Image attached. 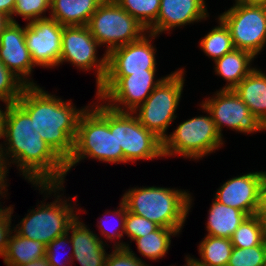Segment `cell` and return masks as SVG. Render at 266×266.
I'll use <instances>...</instances> for the list:
<instances>
[{"label": "cell", "instance_id": "6da1fadb", "mask_svg": "<svg viewBox=\"0 0 266 266\" xmlns=\"http://www.w3.org/2000/svg\"><path fill=\"white\" fill-rule=\"evenodd\" d=\"M1 138L6 142L0 144V163L6 176L14 163L33 185L64 184L66 163L34 131L31 117L17 102L8 105Z\"/></svg>", "mask_w": 266, "mask_h": 266}, {"label": "cell", "instance_id": "7a4b0ae2", "mask_svg": "<svg viewBox=\"0 0 266 266\" xmlns=\"http://www.w3.org/2000/svg\"><path fill=\"white\" fill-rule=\"evenodd\" d=\"M17 103L31 117L34 131L66 163L74 150L79 117L88 106L77 109L71 100L49 94L39 85L26 86Z\"/></svg>", "mask_w": 266, "mask_h": 266}, {"label": "cell", "instance_id": "3957f363", "mask_svg": "<svg viewBox=\"0 0 266 266\" xmlns=\"http://www.w3.org/2000/svg\"><path fill=\"white\" fill-rule=\"evenodd\" d=\"M98 101L89 104L79 117L74 150L66 162L67 172L85 158L123 163V151L118 150L116 140V111Z\"/></svg>", "mask_w": 266, "mask_h": 266}, {"label": "cell", "instance_id": "277c9868", "mask_svg": "<svg viewBox=\"0 0 266 266\" xmlns=\"http://www.w3.org/2000/svg\"><path fill=\"white\" fill-rule=\"evenodd\" d=\"M121 200L129 212L181 232L193 199L186 190L151 186L128 189Z\"/></svg>", "mask_w": 266, "mask_h": 266}, {"label": "cell", "instance_id": "5b68a950", "mask_svg": "<svg viewBox=\"0 0 266 266\" xmlns=\"http://www.w3.org/2000/svg\"><path fill=\"white\" fill-rule=\"evenodd\" d=\"M64 184H34L41 194L55 196V200L50 203L38 204L39 207L29 211L19 224L13 227L18 235L37 240L47 246L57 237L64 235L68 232L69 226L78 217L76 214L77 210L74 211L75 206L72 202L69 203L70 199L61 198L64 194H60L59 191H63ZM60 194V195H59ZM64 200V201H63ZM68 201V202H66ZM73 206V207H72ZM37 209V210H36Z\"/></svg>", "mask_w": 266, "mask_h": 266}, {"label": "cell", "instance_id": "8992f818", "mask_svg": "<svg viewBox=\"0 0 266 266\" xmlns=\"http://www.w3.org/2000/svg\"><path fill=\"white\" fill-rule=\"evenodd\" d=\"M185 120L163 140V156H182L199 160L215 152L223 145V137L218 132L210 113Z\"/></svg>", "mask_w": 266, "mask_h": 266}, {"label": "cell", "instance_id": "52a82bcc", "mask_svg": "<svg viewBox=\"0 0 266 266\" xmlns=\"http://www.w3.org/2000/svg\"><path fill=\"white\" fill-rule=\"evenodd\" d=\"M184 68L166 75L147 99L133 111L139 122L162 141L169 125L176 119V110L184 86ZM139 112V113H138Z\"/></svg>", "mask_w": 266, "mask_h": 266}, {"label": "cell", "instance_id": "ba28073f", "mask_svg": "<svg viewBox=\"0 0 266 266\" xmlns=\"http://www.w3.org/2000/svg\"><path fill=\"white\" fill-rule=\"evenodd\" d=\"M106 53L112 49L139 40L147 29L126 12L115 0H104L86 25Z\"/></svg>", "mask_w": 266, "mask_h": 266}, {"label": "cell", "instance_id": "9c48e42d", "mask_svg": "<svg viewBox=\"0 0 266 266\" xmlns=\"http://www.w3.org/2000/svg\"><path fill=\"white\" fill-rule=\"evenodd\" d=\"M155 75L156 70H145L129 76H105L95 97L112 110L133 112L165 78L155 80Z\"/></svg>", "mask_w": 266, "mask_h": 266}, {"label": "cell", "instance_id": "30bf717a", "mask_svg": "<svg viewBox=\"0 0 266 266\" xmlns=\"http://www.w3.org/2000/svg\"><path fill=\"white\" fill-rule=\"evenodd\" d=\"M235 2L218 19L229 29L235 49L256 58L266 44V7Z\"/></svg>", "mask_w": 266, "mask_h": 266}, {"label": "cell", "instance_id": "8fae6325", "mask_svg": "<svg viewBox=\"0 0 266 266\" xmlns=\"http://www.w3.org/2000/svg\"><path fill=\"white\" fill-rule=\"evenodd\" d=\"M116 140L123 163L162 158L163 141L144 127L133 112L116 111Z\"/></svg>", "mask_w": 266, "mask_h": 266}, {"label": "cell", "instance_id": "7c38bea8", "mask_svg": "<svg viewBox=\"0 0 266 266\" xmlns=\"http://www.w3.org/2000/svg\"><path fill=\"white\" fill-rule=\"evenodd\" d=\"M214 95L202 101L201 105L210 113L222 137V127L225 125L244 134L265 132L266 128L261 120L250 112L233 89H220Z\"/></svg>", "mask_w": 266, "mask_h": 266}, {"label": "cell", "instance_id": "4fadbf2b", "mask_svg": "<svg viewBox=\"0 0 266 266\" xmlns=\"http://www.w3.org/2000/svg\"><path fill=\"white\" fill-rule=\"evenodd\" d=\"M102 47L91 35L86 25L64 26L60 64L70 62L82 71L95 69L96 89L100 87L107 73V53L97 57V48Z\"/></svg>", "mask_w": 266, "mask_h": 266}, {"label": "cell", "instance_id": "5bb4252c", "mask_svg": "<svg viewBox=\"0 0 266 266\" xmlns=\"http://www.w3.org/2000/svg\"><path fill=\"white\" fill-rule=\"evenodd\" d=\"M64 25L50 17L28 22L25 42L36 66L53 68L60 65Z\"/></svg>", "mask_w": 266, "mask_h": 266}, {"label": "cell", "instance_id": "9a60e30c", "mask_svg": "<svg viewBox=\"0 0 266 266\" xmlns=\"http://www.w3.org/2000/svg\"><path fill=\"white\" fill-rule=\"evenodd\" d=\"M156 37V34L147 32L139 40L112 49L107 54L106 76H129L145 70H157V49L151 42Z\"/></svg>", "mask_w": 266, "mask_h": 266}, {"label": "cell", "instance_id": "2e32d148", "mask_svg": "<svg viewBox=\"0 0 266 266\" xmlns=\"http://www.w3.org/2000/svg\"><path fill=\"white\" fill-rule=\"evenodd\" d=\"M266 171H256L233 177L222 184L215 200L245 212L257 215L260 204V187Z\"/></svg>", "mask_w": 266, "mask_h": 266}, {"label": "cell", "instance_id": "e0dca14e", "mask_svg": "<svg viewBox=\"0 0 266 266\" xmlns=\"http://www.w3.org/2000/svg\"><path fill=\"white\" fill-rule=\"evenodd\" d=\"M0 59L27 86L37 85L29 80L34 66L25 42V26L10 22L0 37Z\"/></svg>", "mask_w": 266, "mask_h": 266}, {"label": "cell", "instance_id": "ac0fdd59", "mask_svg": "<svg viewBox=\"0 0 266 266\" xmlns=\"http://www.w3.org/2000/svg\"><path fill=\"white\" fill-rule=\"evenodd\" d=\"M205 3L204 0H160V10L156 22L147 32L159 36V34L171 31L176 27L207 20L209 14Z\"/></svg>", "mask_w": 266, "mask_h": 266}, {"label": "cell", "instance_id": "d6986e66", "mask_svg": "<svg viewBox=\"0 0 266 266\" xmlns=\"http://www.w3.org/2000/svg\"><path fill=\"white\" fill-rule=\"evenodd\" d=\"M79 219L78 216L67 232L71 239L72 261L75 259L81 266H105L108 256L105 246L108 244Z\"/></svg>", "mask_w": 266, "mask_h": 266}, {"label": "cell", "instance_id": "ffe728a7", "mask_svg": "<svg viewBox=\"0 0 266 266\" xmlns=\"http://www.w3.org/2000/svg\"><path fill=\"white\" fill-rule=\"evenodd\" d=\"M266 128V74L254 68L234 89Z\"/></svg>", "mask_w": 266, "mask_h": 266}, {"label": "cell", "instance_id": "44dd1931", "mask_svg": "<svg viewBox=\"0 0 266 266\" xmlns=\"http://www.w3.org/2000/svg\"><path fill=\"white\" fill-rule=\"evenodd\" d=\"M104 0H51L50 18L61 25H87L93 13Z\"/></svg>", "mask_w": 266, "mask_h": 266}, {"label": "cell", "instance_id": "7402d4cb", "mask_svg": "<svg viewBox=\"0 0 266 266\" xmlns=\"http://www.w3.org/2000/svg\"><path fill=\"white\" fill-rule=\"evenodd\" d=\"M255 57L244 50L234 49L214 61V72L227 84L222 89H234L253 69Z\"/></svg>", "mask_w": 266, "mask_h": 266}, {"label": "cell", "instance_id": "603a6c76", "mask_svg": "<svg viewBox=\"0 0 266 266\" xmlns=\"http://www.w3.org/2000/svg\"><path fill=\"white\" fill-rule=\"evenodd\" d=\"M208 212L206 235L213 237L231 239L235 230L248 217L245 212L226 206L215 199Z\"/></svg>", "mask_w": 266, "mask_h": 266}, {"label": "cell", "instance_id": "cb8c5ba5", "mask_svg": "<svg viewBox=\"0 0 266 266\" xmlns=\"http://www.w3.org/2000/svg\"><path fill=\"white\" fill-rule=\"evenodd\" d=\"M45 256L46 246L43 243L22 237L14 231L8 240L3 260L6 266H15L27 264Z\"/></svg>", "mask_w": 266, "mask_h": 266}, {"label": "cell", "instance_id": "d4e9b609", "mask_svg": "<svg viewBox=\"0 0 266 266\" xmlns=\"http://www.w3.org/2000/svg\"><path fill=\"white\" fill-rule=\"evenodd\" d=\"M178 230L159 227L156 231L137 238L138 252L150 260H157L165 256L171 245V236H178Z\"/></svg>", "mask_w": 266, "mask_h": 266}, {"label": "cell", "instance_id": "484cf974", "mask_svg": "<svg viewBox=\"0 0 266 266\" xmlns=\"http://www.w3.org/2000/svg\"><path fill=\"white\" fill-rule=\"evenodd\" d=\"M233 250L231 239L206 235L199 243L201 263L209 266H227Z\"/></svg>", "mask_w": 266, "mask_h": 266}, {"label": "cell", "instance_id": "4316f807", "mask_svg": "<svg viewBox=\"0 0 266 266\" xmlns=\"http://www.w3.org/2000/svg\"><path fill=\"white\" fill-rule=\"evenodd\" d=\"M218 26L207 33L199 43V47L209 58L215 61L235 49L229 29L218 19Z\"/></svg>", "mask_w": 266, "mask_h": 266}, {"label": "cell", "instance_id": "83f0119b", "mask_svg": "<svg viewBox=\"0 0 266 266\" xmlns=\"http://www.w3.org/2000/svg\"><path fill=\"white\" fill-rule=\"evenodd\" d=\"M126 12L134 17L145 29H149L157 19L160 0H115Z\"/></svg>", "mask_w": 266, "mask_h": 266}, {"label": "cell", "instance_id": "f1b7e54d", "mask_svg": "<svg viewBox=\"0 0 266 266\" xmlns=\"http://www.w3.org/2000/svg\"><path fill=\"white\" fill-rule=\"evenodd\" d=\"M233 247L250 248L263 244L260 219L257 215L248 216L231 237Z\"/></svg>", "mask_w": 266, "mask_h": 266}, {"label": "cell", "instance_id": "f546056e", "mask_svg": "<svg viewBox=\"0 0 266 266\" xmlns=\"http://www.w3.org/2000/svg\"><path fill=\"white\" fill-rule=\"evenodd\" d=\"M26 86L0 59V98L8 104L16 103Z\"/></svg>", "mask_w": 266, "mask_h": 266}, {"label": "cell", "instance_id": "4dcf8cb0", "mask_svg": "<svg viewBox=\"0 0 266 266\" xmlns=\"http://www.w3.org/2000/svg\"><path fill=\"white\" fill-rule=\"evenodd\" d=\"M227 266H266V244L250 248L233 247Z\"/></svg>", "mask_w": 266, "mask_h": 266}, {"label": "cell", "instance_id": "1f68e13d", "mask_svg": "<svg viewBox=\"0 0 266 266\" xmlns=\"http://www.w3.org/2000/svg\"><path fill=\"white\" fill-rule=\"evenodd\" d=\"M16 4L11 16V22H17L15 16H22L27 22L48 18L46 11L50 10L51 0H15ZM44 15V16H43Z\"/></svg>", "mask_w": 266, "mask_h": 266}, {"label": "cell", "instance_id": "d6a6232c", "mask_svg": "<svg viewBox=\"0 0 266 266\" xmlns=\"http://www.w3.org/2000/svg\"><path fill=\"white\" fill-rule=\"evenodd\" d=\"M114 250L108 254L105 266H149L137 257L126 242H114Z\"/></svg>", "mask_w": 266, "mask_h": 266}, {"label": "cell", "instance_id": "836d02e7", "mask_svg": "<svg viewBox=\"0 0 266 266\" xmlns=\"http://www.w3.org/2000/svg\"><path fill=\"white\" fill-rule=\"evenodd\" d=\"M119 205H120L119 209L113 210L112 212L111 211L107 212L111 213L113 216H115L116 219H118V220L115 219L116 222L119 223L118 225H114L112 228V226H110V224L113 223V222L110 223L111 218L109 217L110 218L109 221V219H107L105 216H103V218H100V221H98V224L100 225H97L99 227L98 229H100L101 235L104 236L105 239L111 240V242L114 241L115 239L117 240V238L121 241V238L123 237L124 234L126 205L122 200Z\"/></svg>", "mask_w": 266, "mask_h": 266}, {"label": "cell", "instance_id": "e575fe53", "mask_svg": "<svg viewBox=\"0 0 266 266\" xmlns=\"http://www.w3.org/2000/svg\"><path fill=\"white\" fill-rule=\"evenodd\" d=\"M160 226L156 223L129 212L126 208V218L124 225V234L134 241L146 234L156 231Z\"/></svg>", "mask_w": 266, "mask_h": 266}, {"label": "cell", "instance_id": "d590c367", "mask_svg": "<svg viewBox=\"0 0 266 266\" xmlns=\"http://www.w3.org/2000/svg\"><path fill=\"white\" fill-rule=\"evenodd\" d=\"M69 243H71V239L68 236V233H65L64 235H61V236L57 237L56 239H54L52 242H50L46 246V257H47L48 262L51 266H68V265L70 266L71 263H72L71 265H73V261H72L73 255L72 254H70V253L68 254L69 255V256H67L68 259H67V257L64 256V259H66L65 261H67V262H63L64 261V260H62L63 258L61 259L59 256V253H60L59 250Z\"/></svg>", "mask_w": 266, "mask_h": 266}, {"label": "cell", "instance_id": "8d00e7d4", "mask_svg": "<svg viewBox=\"0 0 266 266\" xmlns=\"http://www.w3.org/2000/svg\"><path fill=\"white\" fill-rule=\"evenodd\" d=\"M0 207V256L5 258L8 240L13 232L11 229V220L13 214V207Z\"/></svg>", "mask_w": 266, "mask_h": 266}, {"label": "cell", "instance_id": "74e56055", "mask_svg": "<svg viewBox=\"0 0 266 266\" xmlns=\"http://www.w3.org/2000/svg\"><path fill=\"white\" fill-rule=\"evenodd\" d=\"M15 4V0H0V12L11 18Z\"/></svg>", "mask_w": 266, "mask_h": 266}, {"label": "cell", "instance_id": "f35d334b", "mask_svg": "<svg viewBox=\"0 0 266 266\" xmlns=\"http://www.w3.org/2000/svg\"><path fill=\"white\" fill-rule=\"evenodd\" d=\"M258 211H266V172L260 187V204Z\"/></svg>", "mask_w": 266, "mask_h": 266}, {"label": "cell", "instance_id": "ab89813d", "mask_svg": "<svg viewBox=\"0 0 266 266\" xmlns=\"http://www.w3.org/2000/svg\"><path fill=\"white\" fill-rule=\"evenodd\" d=\"M257 216L260 219L263 234V243L266 244V211H258Z\"/></svg>", "mask_w": 266, "mask_h": 266}, {"label": "cell", "instance_id": "60d3db41", "mask_svg": "<svg viewBox=\"0 0 266 266\" xmlns=\"http://www.w3.org/2000/svg\"><path fill=\"white\" fill-rule=\"evenodd\" d=\"M15 266H51L48 262L47 257H43L41 259H37L35 261L29 262L27 264H19Z\"/></svg>", "mask_w": 266, "mask_h": 266}, {"label": "cell", "instance_id": "b9f144b4", "mask_svg": "<svg viewBox=\"0 0 266 266\" xmlns=\"http://www.w3.org/2000/svg\"><path fill=\"white\" fill-rule=\"evenodd\" d=\"M10 22H11V19L4 13L0 12V37L2 35V32L4 31V29L8 26Z\"/></svg>", "mask_w": 266, "mask_h": 266}, {"label": "cell", "instance_id": "7bdbcfd3", "mask_svg": "<svg viewBox=\"0 0 266 266\" xmlns=\"http://www.w3.org/2000/svg\"><path fill=\"white\" fill-rule=\"evenodd\" d=\"M0 101L5 103V108L3 110L0 108V139H1L2 132H3L4 119H5L6 111H7L9 104L1 98H0Z\"/></svg>", "mask_w": 266, "mask_h": 266}, {"label": "cell", "instance_id": "ee69618b", "mask_svg": "<svg viewBox=\"0 0 266 266\" xmlns=\"http://www.w3.org/2000/svg\"><path fill=\"white\" fill-rule=\"evenodd\" d=\"M185 261H186V265L184 266H209V265H205L203 263H201L200 261H198L197 259H195L194 257L191 258V256L187 255L185 257Z\"/></svg>", "mask_w": 266, "mask_h": 266}, {"label": "cell", "instance_id": "f6af8a7d", "mask_svg": "<svg viewBox=\"0 0 266 266\" xmlns=\"http://www.w3.org/2000/svg\"><path fill=\"white\" fill-rule=\"evenodd\" d=\"M245 4L249 5H257V6H265L266 7V0H238Z\"/></svg>", "mask_w": 266, "mask_h": 266}, {"label": "cell", "instance_id": "bcb514c9", "mask_svg": "<svg viewBox=\"0 0 266 266\" xmlns=\"http://www.w3.org/2000/svg\"><path fill=\"white\" fill-rule=\"evenodd\" d=\"M8 186L6 181H0V196H2V198L6 195V192H8V189H6ZM4 194V195H3ZM1 204V203H0ZM2 205H0L1 207Z\"/></svg>", "mask_w": 266, "mask_h": 266}, {"label": "cell", "instance_id": "7dc6e473", "mask_svg": "<svg viewBox=\"0 0 266 266\" xmlns=\"http://www.w3.org/2000/svg\"><path fill=\"white\" fill-rule=\"evenodd\" d=\"M6 178L7 177H6L5 171L2 168L1 163H0V181H7L8 179Z\"/></svg>", "mask_w": 266, "mask_h": 266}]
</instances>
